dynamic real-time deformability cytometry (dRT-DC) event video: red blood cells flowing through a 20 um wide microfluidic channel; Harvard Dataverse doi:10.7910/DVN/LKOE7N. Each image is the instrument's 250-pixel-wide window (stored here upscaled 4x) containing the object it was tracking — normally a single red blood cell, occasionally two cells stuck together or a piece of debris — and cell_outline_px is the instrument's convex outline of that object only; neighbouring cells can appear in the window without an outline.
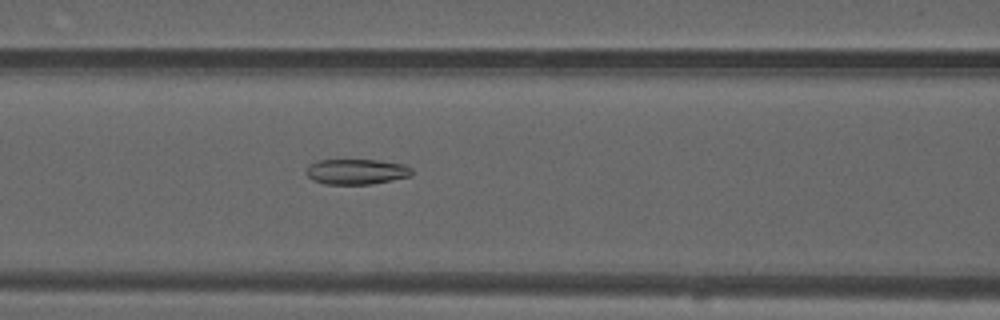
{"species": "common noctule bat (a hibernating species)", "species_latin": "Nyctalus noctula", "temperature_condition": "warm", "stored_images_in_passage": 54, "camera_frame_rate_fps": 3000, "um_per_image_px": 0.085, "animal": {"sex": "male", "forearm_length_mm": 52.5}, "frame": {"image": 1, "passage_image": 23, "time_ms": 7.333, "image_size_px": [1000, 320], "cell_outline_px": [[412, 176], [372, 184], [324, 184], [312, 180], [308, 176], [308, 164], [316, 160], [380, 160], [404, 164], [412, 168]], "centroid_in_image_um": [30.32, 14.59], "position_along_channel_um": 136.3, "area_um2": 15.72}}
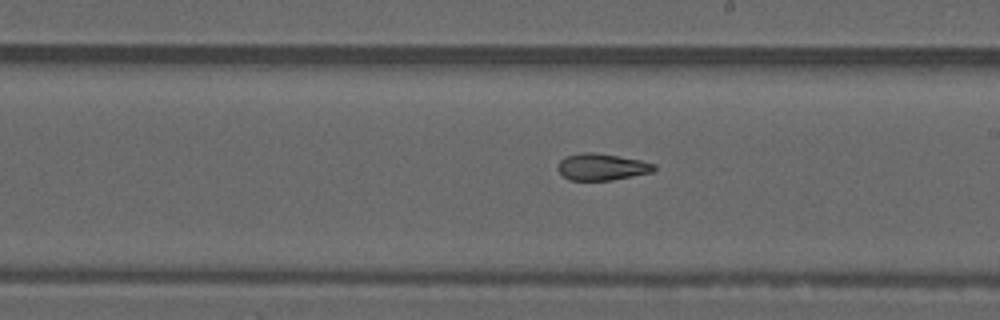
{"frame": {"image": 2, "passage_image": 31, "time_ms": 10.0, "image_size_px": [1000, 320], "cell_outline_px": [[656, 168], [652, 172], [612, 180], [568, 180], [556, 168], [560, 160], [564, 156], [580, 152], [592, 152], [640, 160], [656, 164]], "centroid_in_image_um": [51.12, 14.18], "position_along_channel_um": 237.9, "area_um2": 14.97}}
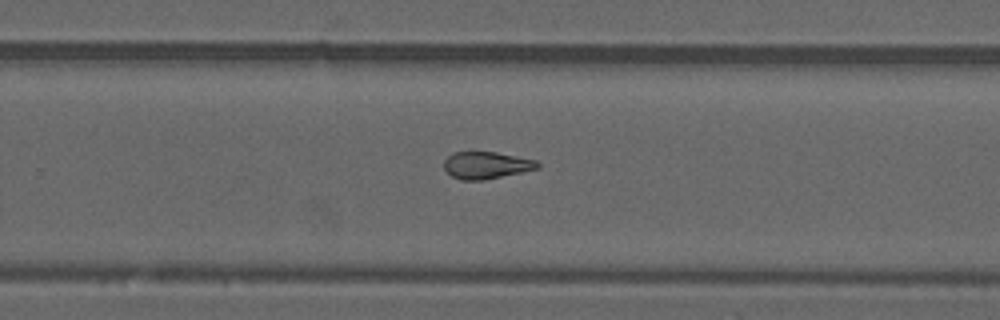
{"frame": {"image": 3, "passage_image": 35, "time_ms": 11.333, "image_size_px": [1000, 320], "cell_outline_px": [[540, 168], [484, 180], [460, 180], [452, 176], [444, 168], [444, 160], [452, 152], [496, 152], [536, 160], [540, 164]], "centroid_in_image_um": [41.33, 14.04], "position_along_channel_um": 288.5, "area_um2": 14.74}, "authors_computed_cell_mechanics": {"area_um2": 16.5886, "velocity_mm_per_s": 3.8225, "shape_relaxation_time_tau1_ms": null, "shape_relaxation_time_tau2_ms": 3.7225, "deformation_change_tau1": null, "deformation_change_tau2": 0.1078}}